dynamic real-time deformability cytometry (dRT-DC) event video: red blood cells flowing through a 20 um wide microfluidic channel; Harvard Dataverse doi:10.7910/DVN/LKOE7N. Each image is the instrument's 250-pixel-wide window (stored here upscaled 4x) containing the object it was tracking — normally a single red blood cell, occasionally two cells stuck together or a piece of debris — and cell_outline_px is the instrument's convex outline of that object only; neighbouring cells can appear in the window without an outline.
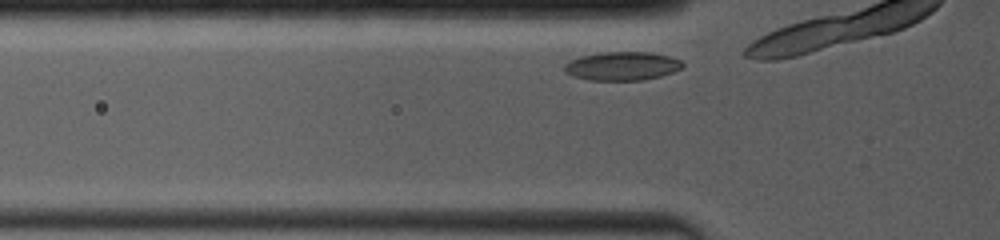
{"species": "common noctule bat (a hibernating species)", "species_latin": "Nyctalus noctula", "temperature_condition": "room temperature", "stored_images_in_passage": 4, "camera_frame_rate_fps": 4000, "um_per_image_px": 0.085, "animal": {"sex": "female", "body_mass_g": 19.0, "forearm_length_mm": 53.3}, "frame": {"image": 1, "passage_image": 2, "time_ms": 0.25, "image_size_px": [1000, 240], "cell_outline_px": [[684, 68], [660, 76], [644, 80], [588, 80], [572, 76], [564, 72], [564, 64], [580, 56], [600, 52], [652, 52], [672, 56], [680, 60], [684, 64]], "centroid_in_image_um": [52.9, 5.61], "position_along_channel_um": 72.9, "area_um2": 19.94}}